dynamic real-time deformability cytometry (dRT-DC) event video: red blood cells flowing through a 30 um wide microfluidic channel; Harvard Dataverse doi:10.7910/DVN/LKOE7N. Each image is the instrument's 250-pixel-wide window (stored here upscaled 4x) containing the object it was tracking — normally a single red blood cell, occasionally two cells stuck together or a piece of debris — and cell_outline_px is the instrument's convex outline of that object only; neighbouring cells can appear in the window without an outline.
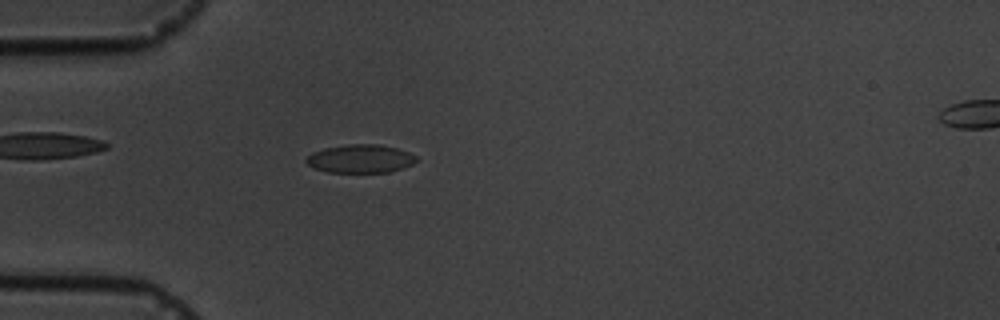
{"species": "common noctule bat (a hibernating species)", "species_latin": "Nyctalus noctula", "temperature_condition": "cold", "stored_images_in_passage": 6, "camera_frame_rate_fps": 3000, "um_per_image_px": 0.085, "animal": {"sex": "male", "body_mass_g": 19.5, "forearm_length_mm": 54.6}, "frame": {"image": 1, "passage_image": 5, "time_ms": 4.667, "image_size_px": [1000, 320], "cell_outline_px": [[416, 160], [412, 164], [388, 172], [328, 172], [312, 168], [304, 160], [312, 152], [324, 148], [348, 144], [380, 144], [396, 148], [408, 152], [416, 156]], "centroid_in_image_um": [30.59, 13.48], "position_along_channel_um": 54.4, "area_um2": 18.09}}